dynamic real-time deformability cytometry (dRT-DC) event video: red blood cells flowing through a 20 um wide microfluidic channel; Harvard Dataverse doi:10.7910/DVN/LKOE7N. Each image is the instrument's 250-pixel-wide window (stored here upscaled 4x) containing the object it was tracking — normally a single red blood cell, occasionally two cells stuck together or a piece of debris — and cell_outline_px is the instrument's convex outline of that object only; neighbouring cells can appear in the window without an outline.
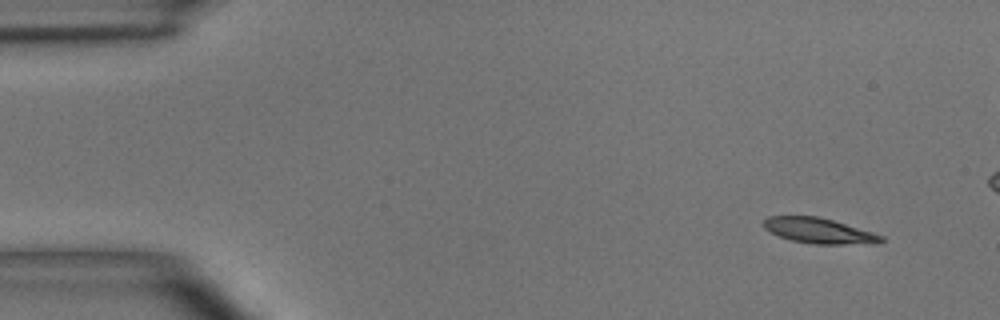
{"species": "common noctule bat (a hibernating species)", "species_latin": "Nyctalus noctula", "temperature_condition": "room temperature", "stored_images_in_passage": 5, "camera_frame_rate_fps": 3000, "um_per_image_px": 0.085, "animal": {"sex": "male", "body_mass_g": 15.6}, "frame": {"image": 1, "passage_image": 1, "time_ms": 0.0, "image_size_px": [1000, 320], "cell_outline_px": [[884, 240], [876, 244], [812, 244], [792, 240], [780, 236], [764, 228], [764, 220], [768, 216], [816, 216], [832, 220], [872, 232], [884, 236]], "centroid_in_image_um": [69.64, 19.62], "position_along_channel_um": 15.4, "area_um2": 17.22}}